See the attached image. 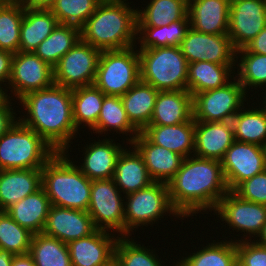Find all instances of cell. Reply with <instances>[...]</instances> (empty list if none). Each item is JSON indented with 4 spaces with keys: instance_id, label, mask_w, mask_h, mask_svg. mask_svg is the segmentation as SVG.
Instances as JSON below:
<instances>
[{
    "instance_id": "obj_1",
    "label": "cell",
    "mask_w": 266,
    "mask_h": 266,
    "mask_svg": "<svg viewBox=\"0 0 266 266\" xmlns=\"http://www.w3.org/2000/svg\"><path fill=\"white\" fill-rule=\"evenodd\" d=\"M167 185L171 204L183 219L197 216L196 213H212L229 191L221 161L194 155L184 158Z\"/></svg>"
},
{
    "instance_id": "obj_2",
    "label": "cell",
    "mask_w": 266,
    "mask_h": 266,
    "mask_svg": "<svg viewBox=\"0 0 266 266\" xmlns=\"http://www.w3.org/2000/svg\"><path fill=\"white\" fill-rule=\"evenodd\" d=\"M18 103L27 113L25 117H19L24 125L33 129L57 152H69L71 141L79 134L73 120L72 89L54 84L25 94Z\"/></svg>"
},
{
    "instance_id": "obj_3",
    "label": "cell",
    "mask_w": 266,
    "mask_h": 266,
    "mask_svg": "<svg viewBox=\"0 0 266 266\" xmlns=\"http://www.w3.org/2000/svg\"><path fill=\"white\" fill-rule=\"evenodd\" d=\"M127 1L102 0L81 27V39L101 51L136 46L137 8Z\"/></svg>"
},
{
    "instance_id": "obj_4",
    "label": "cell",
    "mask_w": 266,
    "mask_h": 266,
    "mask_svg": "<svg viewBox=\"0 0 266 266\" xmlns=\"http://www.w3.org/2000/svg\"><path fill=\"white\" fill-rule=\"evenodd\" d=\"M69 155L68 152H57L42 167L41 187L52 206L87 211L91 180L72 162Z\"/></svg>"
},
{
    "instance_id": "obj_5",
    "label": "cell",
    "mask_w": 266,
    "mask_h": 266,
    "mask_svg": "<svg viewBox=\"0 0 266 266\" xmlns=\"http://www.w3.org/2000/svg\"><path fill=\"white\" fill-rule=\"evenodd\" d=\"M56 153L52 146L19 119L0 136V170L42 169Z\"/></svg>"
},
{
    "instance_id": "obj_6",
    "label": "cell",
    "mask_w": 266,
    "mask_h": 266,
    "mask_svg": "<svg viewBox=\"0 0 266 266\" xmlns=\"http://www.w3.org/2000/svg\"><path fill=\"white\" fill-rule=\"evenodd\" d=\"M140 79L158 91L187 90L188 62L179 46L139 49Z\"/></svg>"
},
{
    "instance_id": "obj_7",
    "label": "cell",
    "mask_w": 266,
    "mask_h": 266,
    "mask_svg": "<svg viewBox=\"0 0 266 266\" xmlns=\"http://www.w3.org/2000/svg\"><path fill=\"white\" fill-rule=\"evenodd\" d=\"M124 197L125 236L132 237L131 232L139 227H147L150 224L153 227L152 224L165 215L167 217V214L184 220L171 204L166 183L154 181L149 186Z\"/></svg>"
},
{
    "instance_id": "obj_8",
    "label": "cell",
    "mask_w": 266,
    "mask_h": 266,
    "mask_svg": "<svg viewBox=\"0 0 266 266\" xmlns=\"http://www.w3.org/2000/svg\"><path fill=\"white\" fill-rule=\"evenodd\" d=\"M140 80L137 45L101 52L93 84L105 95L123 96Z\"/></svg>"
},
{
    "instance_id": "obj_9",
    "label": "cell",
    "mask_w": 266,
    "mask_h": 266,
    "mask_svg": "<svg viewBox=\"0 0 266 266\" xmlns=\"http://www.w3.org/2000/svg\"><path fill=\"white\" fill-rule=\"evenodd\" d=\"M247 95L235 77L222 87L194 94L193 119L203 122L231 121L246 105L244 103L249 99Z\"/></svg>"
},
{
    "instance_id": "obj_10",
    "label": "cell",
    "mask_w": 266,
    "mask_h": 266,
    "mask_svg": "<svg viewBox=\"0 0 266 266\" xmlns=\"http://www.w3.org/2000/svg\"><path fill=\"white\" fill-rule=\"evenodd\" d=\"M113 179L91 180L88 214L98 230L125 236V198Z\"/></svg>"
},
{
    "instance_id": "obj_11",
    "label": "cell",
    "mask_w": 266,
    "mask_h": 266,
    "mask_svg": "<svg viewBox=\"0 0 266 266\" xmlns=\"http://www.w3.org/2000/svg\"><path fill=\"white\" fill-rule=\"evenodd\" d=\"M214 213L220 220L226 223L224 226L229 229L232 228L239 232L235 236H239L242 233L243 237L240 239L232 237L229 240L235 243L239 241H252V238L256 240V237L262 231V228L266 224V205L258 204L241 199L233 191H228L219 201ZM248 236V237H247ZM250 238V239H249Z\"/></svg>"
},
{
    "instance_id": "obj_12",
    "label": "cell",
    "mask_w": 266,
    "mask_h": 266,
    "mask_svg": "<svg viewBox=\"0 0 266 266\" xmlns=\"http://www.w3.org/2000/svg\"><path fill=\"white\" fill-rule=\"evenodd\" d=\"M101 52L80 39L53 67L54 84L69 89L93 84Z\"/></svg>"
},
{
    "instance_id": "obj_13",
    "label": "cell",
    "mask_w": 266,
    "mask_h": 266,
    "mask_svg": "<svg viewBox=\"0 0 266 266\" xmlns=\"http://www.w3.org/2000/svg\"><path fill=\"white\" fill-rule=\"evenodd\" d=\"M53 85V67L34 52L19 51L13 55L8 83V88L11 89L9 90L11 93L7 94L9 98L13 99L14 96L18 101L29 92L43 90Z\"/></svg>"
},
{
    "instance_id": "obj_14",
    "label": "cell",
    "mask_w": 266,
    "mask_h": 266,
    "mask_svg": "<svg viewBox=\"0 0 266 266\" xmlns=\"http://www.w3.org/2000/svg\"><path fill=\"white\" fill-rule=\"evenodd\" d=\"M222 170L229 191L266 169V149L257 144L234 140L222 160Z\"/></svg>"
},
{
    "instance_id": "obj_15",
    "label": "cell",
    "mask_w": 266,
    "mask_h": 266,
    "mask_svg": "<svg viewBox=\"0 0 266 266\" xmlns=\"http://www.w3.org/2000/svg\"><path fill=\"white\" fill-rule=\"evenodd\" d=\"M266 26V0H231L228 36L236 50L244 48Z\"/></svg>"
},
{
    "instance_id": "obj_16",
    "label": "cell",
    "mask_w": 266,
    "mask_h": 266,
    "mask_svg": "<svg viewBox=\"0 0 266 266\" xmlns=\"http://www.w3.org/2000/svg\"><path fill=\"white\" fill-rule=\"evenodd\" d=\"M179 47L188 64L198 61L236 64V49L228 34L200 33L190 27Z\"/></svg>"
},
{
    "instance_id": "obj_17",
    "label": "cell",
    "mask_w": 266,
    "mask_h": 266,
    "mask_svg": "<svg viewBox=\"0 0 266 266\" xmlns=\"http://www.w3.org/2000/svg\"><path fill=\"white\" fill-rule=\"evenodd\" d=\"M119 235L96 229L68 245L72 266H105L113 258Z\"/></svg>"
},
{
    "instance_id": "obj_18",
    "label": "cell",
    "mask_w": 266,
    "mask_h": 266,
    "mask_svg": "<svg viewBox=\"0 0 266 266\" xmlns=\"http://www.w3.org/2000/svg\"><path fill=\"white\" fill-rule=\"evenodd\" d=\"M95 230L87 211L51 206L42 233L68 244L92 234Z\"/></svg>"
},
{
    "instance_id": "obj_19",
    "label": "cell",
    "mask_w": 266,
    "mask_h": 266,
    "mask_svg": "<svg viewBox=\"0 0 266 266\" xmlns=\"http://www.w3.org/2000/svg\"><path fill=\"white\" fill-rule=\"evenodd\" d=\"M114 141V142H113ZM116 140L106 138L88 143L82 150L79 169L90 180L113 179L117 159L124 149ZM84 158V159H83Z\"/></svg>"
},
{
    "instance_id": "obj_20",
    "label": "cell",
    "mask_w": 266,
    "mask_h": 266,
    "mask_svg": "<svg viewBox=\"0 0 266 266\" xmlns=\"http://www.w3.org/2000/svg\"><path fill=\"white\" fill-rule=\"evenodd\" d=\"M233 142L231 121H195L194 156L221 161Z\"/></svg>"
},
{
    "instance_id": "obj_21",
    "label": "cell",
    "mask_w": 266,
    "mask_h": 266,
    "mask_svg": "<svg viewBox=\"0 0 266 266\" xmlns=\"http://www.w3.org/2000/svg\"><path fill=\"white\" fill-rule=\"evenodd\" d=\"M130 145L142 155L148 173L155 182L167 184L176 175L184 160L182 155L151 143L141 132Z\"/></svg>"
},
{
    "instance_id": "obj_22",
    "label": "cell",
    "mask_w": 266,
    "mask_h": 266,
    "mask_svg": "<svg viewBox=\"0 0 266 266\" xmlns=\"http://www.w3.org/2000/svg\"><path fill=\"white\" fill-rule=\"evenodd\" d=\"M231 0H188L190 27L200 33L228 34Z\"/></svg>"
},
{
    "instance_id": "obj_23",
    "label": "cell",
    "mask_w": 266,
    "mask_h": 266,
    "mask_svg": "<svg viewBox=\"0 0 266 266\" xmlns=\"http://www.w3.org/2000/svg\"><path fill=\"white\" fill-rule=\"evenodd\" d=\"M113 180L119 190L125 194L124 196L141 190L154 182L148 173L142 155L133 145L128 150L124 148L120 153Z\"/></svg>"
},
{
    "instance_id": "obj_24",
    "label": "cell",
    "mask_w": 266,
    "mask_h": 266,
    "mask_svg": "<svg viewBox=\"0 0 266 266\" xmlns=\"http://www.w3.org/2000/svg\"><path fill=\"white\" fill-rule=\"evenodd\" d=\"M41 169L0 170V211L41 188Z\"/></svg>"
},
{
    "instance_id": "obj_25",
    "label": "cell",
    "mask_w": 266,
    "mask_h": 266,
    "mask_svg": "<svg viewBox=\"0 0 266 266\" xmlns=\"http://www.w3.org/2000/svg\"><path fill=\"white\" fill-rule=\"evenodd\" d=\"M151 143L167 148L184 158L194 153L195 121L178 125H148L141 132Z\"/></svg>"
},
{
    "instance_id": "obj_26",
    "label": "cell",
    "mask_w": 266,
    "mask_h": 266,
    "mask_svg": "<svg viewBox=\"0 0 266 266\" xmlns=\"http://www.w3.org/2000/svg\"><path fill=\"white\" fill-rule=\"evenodd\" d=\"M192 118V95L187 90L159 91L149 125H178Z\"/></svg>"
},
{
    "instance_id": "obj_27",
    "label": "cell",
    "mask_w": 266,
    "mask_h": 266,
    "mask_svg": "<svg viewBox=\"0 0 266 266\" xmlns=\"http://www.w3.org/2000/svg\"><path fill=\"white\" fill-rule=\"evenodd\" d=\"M51 206L50 199L41 187L5 211L21 227L28 229L32 234H39L43 232Z\"/></svg>"
},
{
    "instance_id": "obj_28",
    "label": "cell",
    "mask_w": 266,
    "mask_h": 266,
    "mask_svg": "<svg viewBox=\"0 0 266 266\" xmlns=\"http://www.w3.org/2000/svg\"><path fill=\"white\" fill-rule=\"evenodd\" d=\"M236 64H216L198 61L188 64L187 91L194 94L217 89L229 83L235 77ZM233 74V76L231 75Z\"/></svg>"
},
{
    "instance_id": "obj_29",
    "label": "cell",
    "mask_w": 266,
    "mask_h": 266,
    "mask_svg": "<svg viewBox=\"0 0 266 266\" xmlns=\"http://www.w3.org/2000/svg\"><path fill=\"white\" fill-rule=\"evenodd\" d=\"M58 24L56 16L49 9L24 8L19 51L34 52Z\"/></svg>"
},
{
    "instance_id": "obj_30",
    "label": "cell",
    "mask_w": 266,
    "mask_h": 266,
    "mask_svg": "<svg viewBox=\"0 0 266 266\" xmlns=\"http://www.w3.org/2000/svg\"><path fill=\"white\" fill-rule=\"evenodd\" d=\"M159 91L141 80L131 87L121 100L131 124L142 132L150 123Z\"/></svg>"
},
{
    "instance_id": "obj_31",
    "label": "cell",
    "mask_w": 266,
    "mask_h": 266,
    "mask_svg": "<svg viewBox=\"0 0 266 266\" xmlns=\"http://www.w3.org/2000/svg\"><path fill=\"white\" fill-rule=\"evenodd\" d=\"M91 130H93V133L96 134H104L102 136H107L108 131H116V133H119V135H129L130 138H128L127 136L126 139L128 140L126 142L129 145L140 133L129 121L126 111L123 107L121 96L113 95L104 96V101L101 107L99 118L97 120V124Z\"/></svg>"
},
{
    "instance_id": "obj_32",
    "label": "cell",
    "mask_w": 266,
    "mask_h": 266,
    "mask_svg": "<svg viewBox=\"0 0 266 266\" xmlns=\"http://www.w3.org/2000/svg\"><path fill=\"white\" fill-rule=\"evenodd\" d=\"M224 240H219L206 243V246L198 247V250L192 253L185 254L179 261L178 266H234L237 262L236 243L228 240L223 236ZM228 240V241H227ZM200 249V250H199Z\"/></svg>"
},
{
    "instance_id": "obj_33",
    "label": "cell",
    "mask_w": 266,
    "mask_h": 266,
    "mask_svg": "<svg viewBox=\"0 0 266 266\" xmlns=\"http://www.w3.org/2000/svg\"><path fill=\"white\" fill-rule=\"evenodd\" d=\"M105 94L94 84L72 89V110L78 131L84 126L92 129L99 118Z\"/></svg>"
},
{
    "instance_id": "obj_34",
    "label": "cell",
    "mask_w": 266,
    "mask_h": 266,
    "mask_svg": "<svg viewBox=\"0 0 266 266\" xmlns=\"http://www.w3.org/2000/svg\"><path fill=\"white\" fill-rule=\"evenodd\" d=\"M145 8L137 7V26L159 27L179 20H190L188 0H151Z\"/></svg>"
},
{
    "instance_id": "obj_35",
    "label": "cell",
    "mask_w": 266,
    "mask_h": 266,
    "mask_svg": "<svg viewBox=\"0 0 266 266\" xmlns=\"http://www.w3.org/2000/svg\"><path fill=\"white\" fill-rule=\"evenodd\" d=\"M80 39L81 28L74 25L58 24L34 53L54 67Z\"/></svg>"
},
{
    "instance_id": "obj_36",
    "label": "cell",
    "mask_w": 266,
    "mask_h": 266,
    "mask_svg": "<svg viewBox=\"0 0 266 266\" xmlns=\"http://www.w3.org/2000/svg\"><path fill=\"white\" fill-rule=\"evenodd\" d=\"M251 107V109H250ZM256 107V108H254ZM245 105L231 120L234 140L266 146V112L260 107Z\"/></svg>"
},
{
    "instance_id": "obj_37",
    "label": "cell",
    "mask_w": 266,
    "mask_h": 266,
    "mask_svg": "<svg viewBox=\"0 0 266 266\" xmlns=\"http://www.w3.org/2000/svg\"><path fill=\"white\" fill-rule=\"evenodd\" d=\"M189 29L190 20L170 22L159 27L137 26L136 39L140 49L180 46Z\"/></svg>"
},
{
    "instance_id": "obj_38",
    "label": "cell",
    "mask_w": 266,
    "mask_h": 266,
    "mask_svg": "<svg viewBox=\"0 0 266 266\" xmlns=\"http://www.w3.org/2000/svg\"><path fill=\"white\" fill-rule=\"evenodd\" d=\"M29 254L36 266H72L68 245L43 233L33 234Z\"/></svg>"
},
{
    "instance_id": "obj_39",
    "label": "cell",
    "mask_w": 266,
    "mask_h": 266,
    "mask_svg": "<svg viewBox=\"0 0 266 266\" xmlns=\"http://www.w3.org/2000/svg\"><path fill=\"white\" fill-rule=\"evenodd\" d=\"M235 62L238 64L235 65L238 74L235 70L234 76H236V80L243 86L246 93L251 87L252 89L255 88L256 91L258 86L262 88L266 85V55L247 52L244 48H241L236 50Z\"/></svg>"
},
{
    "instance_id": "obj_40",
    "label": "cell",
    "mask_w": 266,
    "mask_h": 266,
    "mask_svg": "<svg viewBox=\"0 0 266 266\" xmlns=\"http://www.w3.org/2000/svg\"><path fill=\"white\" fill-rule=\"evenodd\" d=\"M130 236L119 237L116 242L114 258L121 266H167L159 259L154 249L144 246L141 242H135ZM138 243V244H137ZM142 244V245H141Z\"/></svg>"
},
{
    "instance_id": "obj_41",
    "label": "cell",
    "mask_w": 266,
    "mask_h": 266,
    "mask_svg": "<svg viewBox=\"0 0 266 266\" xmlns=\"http://www.w3.org/2000/svg\"><path fill=\"white\" fill-rule=\"evenodd\" d=\"M24 16L21 4H0V49L13 54L19 52L20 29Z\"/></svg>"
},
{
    "instance_id": "obj_42",
    "label": "cell",
    "mask_w": 266,
    "mask_h": 266,
    "mask_svg": "<svg viewBox=\"0 0 266 266\" xmlns=\"http://www.w3.org/2000/svg\"><path fill=\"white\" fill-rule=\"evenodd\" d=\"M33 234L21 227L6 211H0V249L11 252L13 255L27 254Z\"/></svg>"
},
{
    "instance_id": "obj_43",
    "label": "cell",
    "mask_w": 266,
    "mask_h": 266,
    "mask_svg": "<svg viewBox=\"0 0 266 266\" xmlns=\"http://www.w3.org/2000/svg\"><path fill=\"white\" fill-rule=\"evenodd\" d=\"M102 0H55L49 10L56 16L59 24L74 25L81 28L95 12Z\"/></svg>"
},
{
    "instance_id": "obj_44",
    "label": "cell",
    "mask_w": 266,
    "mask_h": 266,
    "mask_svg": "<svg viewBox=\"0 0 266 266\" xmlns=\"http://www.w3.org/2000/svg\"><path fill=\"white\" fill-rule=\"evenodd\" d=\"M233 192L243 200L266 205V169L241 182Z\"/></svg>"
},
{
    "instance_id": "obj_45",
    "label": "cell",
    "mask_w": 266,
    "mask_h": 266,
    "mask_svg": "<svg viewBox=\"0 0 266 266\" xmlns=\"http://www.w3.org/2000/svg\"><path fill=\"white\" fill-rule=\"evenodd\" d=\"M237 261L243 266H266V247L252 241L236 243Z\"/></svg>"
},
{
    "instance_id": "obj_46",
    "label": "cell",
    "mask_w": 266,
    "mask_h": 266,
    "mask_svg": "<svg viewBox=\"0 0 266 266\" xmlns=\"http://www.w3.org/2000/svg\"><path fill=\"white\" fill-rule=\"evenodd\" d=\"M11 100L12 99L8 97L2 104H0V136L5 134L19 119L16 111L12 108L15 104H12Z\"/></svg>"
},
{
    "instance_id": "obj_47",
    "label": "cell",
    "mask_w": 266,
    "mask_h": 266,
    "mask_svg": "<svg viewBox=\"0 0 266 266\" xmlns=\"http://www.w3.org/2000/svg\"><path fill=\"white\" fill-rule=\"evenodd\" d=\"M13 55L11 52L0 49V86H4L5 90L8 88L11 76Z\"/></svg>"
},
{
    "instance_id": "obj_48",
    "label": "cell",
    "mask_w": 266,
    "mask_h": 266,
    "mask_svg": "<svg viewBox=\"0 0 266 266\" xmlns=\"http://www.w3.org/2000/svg\"><path fill=\"white\" fill-rule=\"evenodd\" d=\"M247 52L266 55V26L248 44L244 46Z\"/></svg>"
},
{
    "instance_id": "obj_49",
    "label": "cell",
    "mask_w": 266,
    "mask_h": 266,
    "mask_svg": "<svg viewBox=\"0 0 266 266\" xmlns=\"http://www.w3.org/2000/svg\"><path fill=\"white\" fill-rule=\"evenodd\" d=\"M55 0H24L21 5L24 8H45L49 9Z\"/></svg>"
},
{
    "instance_id": "obj_50",
    "label": "cell",
    "mask_w": 266,
    "mask_h": 266,
    "mask_svg": "<svg viewBox=\"0 0 266 266\" xmlns=\"http://www.w3.org/2000/svg\"><path fill=\"white\" fill-rule=\"evenodd\" d=\"M12 266H36L34 264L32 256L27 254L14 255L12 260Z\"/></svg>"
},
{
    "instance_id": "obj_51",
    "label": "cell",
    "mask_w": 266,
    "mask_h": 266,
    "mask_svg": "<svg viewBox=\"0 0 266 266\" xmlns=\"http://www.w3.org/2000/svg\"><path fill=\"white\" fill-rule=\"evenodd\" d=\"M13 254L0 249V266H12Z\"/></svg>"
},
{
    "instance_id": "obj_52",
    "label": "cell",
    "mask_w": 266,
    "mask_h": 266,
    "mask_svg": "<svg viewBox=\"0 0 266 266\" xmlns=\"http://www.w3.org/2000/svg\"><path fill=\"white\" fill-rule=\"evenodd\" d=\"M259 238V239H258ZM257 240H254L257 244L266 247V224L262 228L260 234L256 237Z\"/></svg>"
},
{
    "instance_id": "obj_53",
    "label": "cell",
    "mask_w": 266,
    "mask_h": 266,
    "mask_svg": "<svg viewBox=\"0 0 266 266\" xmlns=\"http://www.w3.org/2000/svg\"><path fill=\"white\" fill-rule=\"evenodd\" d=\"M7 92H8V89L5 90L4 87L0 86V104H2L8 98Z\"/></svg>"
},
{
    "instance_id": "obj_54",
    "label": "cell",
    "mask_w": 266,
    "mask_h": 266,
    "mask_svg": "<svg viewBox=\"0 0 266 266\" xmlns=\"http://www.w3.org/2000/svg\"><path fill=\"white\" fill-rule=\"evenodd\" d=\"M264 88H265V92H263L262 93V95H263V99H260V100H262V104L263 105H260V103H258L259 104V107L263 110V111H265L266 112V85H264L261 89L264 91ZM263 106V107H262Z\"/></svg>"
},
{
    "instance_id": "obj_55",
    "label": "cell",
    "mask_w": 266,
    "mask_h": 266,
    "mask_svg": "<svg viewBox=\"0 0 266 266\" xmlns=\"http://www.w3.org/2000/svg\"><path fill=\"white\" fill-rule=\"evenodd\" d=\"M24 0H1L2 3H8V4H21Z\"/></svg>"
},
{
    "instance_id": "obj_56",
    "label": "cell",
    "mask_w": 266,
    "mask_h": 266,
    "mask_svg": "<svg viewBox=\"0 0 266 266\" xmlns=\"http://www.w3.org/2000/svg\"><path fill=\"white\" fill-rule=\"evenodd\" d=\"M105 266H121L120 263L113 258L108 264H106Z\"/></svg>"
},
{
    "instance_id": "obj_57",
    "label": "cell",
    "mask_w": 266,
    "mask_h": 266,
    "mask_svg": "<svg viewBox=\"0 0 266 266\" xmlns=\"http://www.w3.org/2000/svg\"><path fill=\"white\" fill-rule=\"evenodd\" d=\"M234 266H243L242 264H240L238 261L234 264Z\"/></svg>"
}]
</instances>
